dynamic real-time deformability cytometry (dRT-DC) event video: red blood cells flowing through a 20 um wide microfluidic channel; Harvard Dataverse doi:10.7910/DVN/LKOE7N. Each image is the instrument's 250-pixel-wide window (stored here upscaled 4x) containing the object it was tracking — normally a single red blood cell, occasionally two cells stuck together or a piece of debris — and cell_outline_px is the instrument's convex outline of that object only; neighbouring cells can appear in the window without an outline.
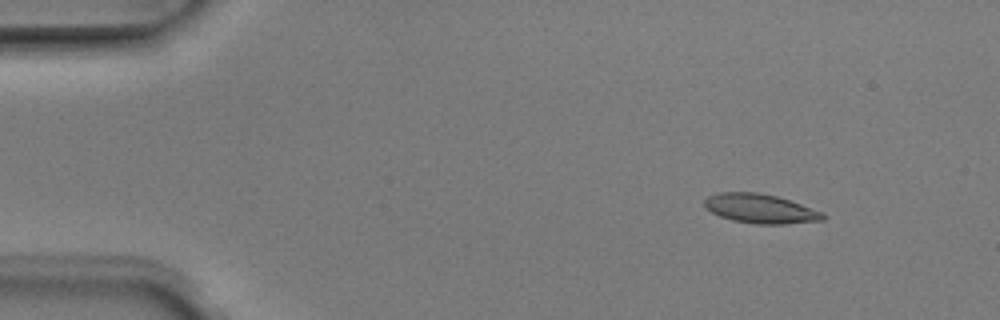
{"species": "Egyptian fruit bat (a non-hibernating species)", "species_latin": "Rousettus aegyptiacus", "temperature_condition": "room temperature", "stored_images_in_passage": 5, "camera_frame_rate_fps": 3000, "um_per_image_px": 0.085, "animal": {"sex": "male"}, "frame": {"image": 1, "passage_image": 2, "time_ms": 0.333, "image_size_px": [1000, 320], "cell_outline_px": [[828, 216], [824, 220], [784, 224], [756, 224], [732, 220], [720, 216], [704, 208], [704, 200], [708, 196], [720, 192], [760, 192], [776, 196], [824, 212]], "centroid_in_image_um": [64.64, 17.74], "position_along_channel_um": 20.4, "area_um2": 20.29}}
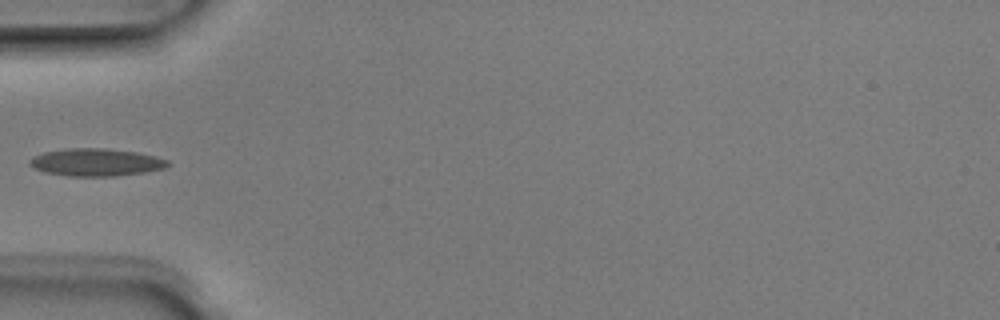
{"frame": {"image": 2, "passage_image": 5, "time_ms": 1.333, "image_size_px": [1000, 320], "cell_outline_px": [[168, 164], [164, 168], [144, 172], [116, 176], [68, 176], [44, 172], [32, 168], [28, 164], [28, 160], [32, 156], [44, 152], [68, 148], [104, 148], [136, 152], [156, 156], [168, 160]], "centroid_in_image_um": [8.1, 13.79], "position_along_channel_um": 76.9, "area_um2": 22.25}}